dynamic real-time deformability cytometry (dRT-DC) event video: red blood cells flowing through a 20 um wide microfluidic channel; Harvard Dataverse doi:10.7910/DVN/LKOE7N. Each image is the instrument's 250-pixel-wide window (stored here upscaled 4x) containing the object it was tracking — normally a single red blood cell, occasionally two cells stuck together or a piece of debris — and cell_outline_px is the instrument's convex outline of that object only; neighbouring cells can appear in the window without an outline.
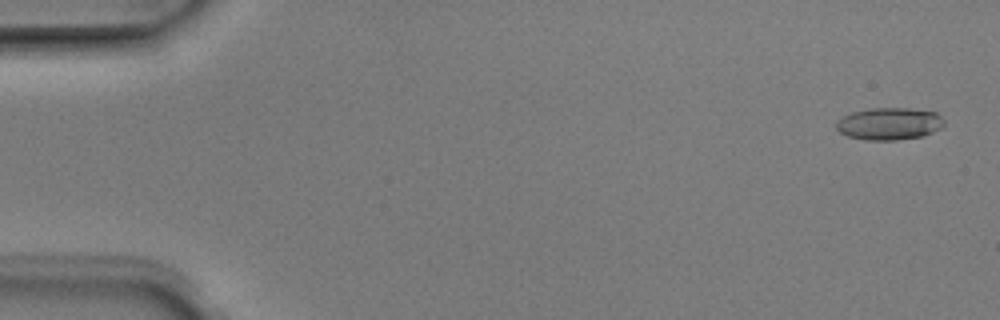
{"species": "Egyptian fruit bat (a non-hibernating species)", "species_latin": "Rousettus aegyptiacus", "temperature_condition": "room temperature", "stored_images_in_passage": 6, "camera_frame_rate_fps": 3000, "um_per_image_px": 0.085, "animal": {"sex": "male"}, "frame": {"image": 1, "passage_image": 1, "time_ms": 0.0, "image_size_px": [1000, 320], "cell_outline_px": [[944, 124], [940, 128], [924, 136], [896, 140], [864, 140], [848, 136], [840, 132], [836, 128], [836, 120], [852, 112], [872, 108], [908, 108], [936, 112], [944, 120]], "centroid_in_image_um": [75.58, 10.52], "position_along_channel_um": 9.4, "area_um2": 20.29}}
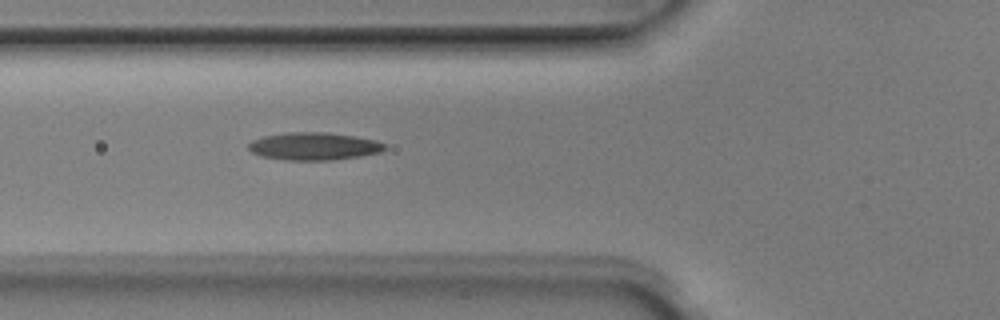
{"frame": {"image": 2, "passage_image": 6, "time_ms": 1.667, "image_size_px": [1000, 320], "cell_outline_px": [[388, 148], [380, 152], [360, 156], [336, 160], [284, 160], [260, 156], [252, 152], [248, 148], [248, 144], [252, 140], [264, 136], [284, 132], [328, 132], [376, 140], [384, 144]], "centroid_in_image_um": [26.67, 12.43], "position_along_channel_um": 99.1, "area_um2": 22.08}}